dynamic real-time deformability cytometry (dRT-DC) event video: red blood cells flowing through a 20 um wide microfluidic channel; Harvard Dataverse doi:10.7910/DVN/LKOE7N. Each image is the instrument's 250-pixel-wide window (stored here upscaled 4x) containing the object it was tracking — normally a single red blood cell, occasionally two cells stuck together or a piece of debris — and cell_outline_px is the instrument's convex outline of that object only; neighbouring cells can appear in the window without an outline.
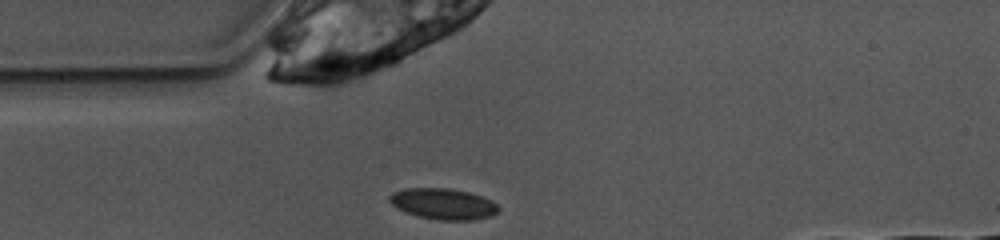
{"species": "common noctule bat (a hibernating species)", "species_latin": "Nyctalus noctula", "temperature_condition": "warm", "stored_images_in_passage": 34, "camera_frame_rate_fps": 3000, "um_per_image_px": 0.085, "animal": {"sex": "female", "body_mass_g": 10.0, "forearm_length_mm": 53.1}, "frame": {"image": 1, "passage_image": 1, "time_ms": 0.0, "image_size_px": [1000, 240], "cell_outline_px": [[500, 208], [492, 216], [472, 220], [440, 220], [420, 216], [408, 212], [392, 204], [388, 200], [388, 196], [392, 192], [408, 188], [448, 188], [468, 192], [492, 200]], "centroid_in_image_um": [37.69, 17.32], "position_along_channel_um": 47.3, "area_um2": 19.42}}
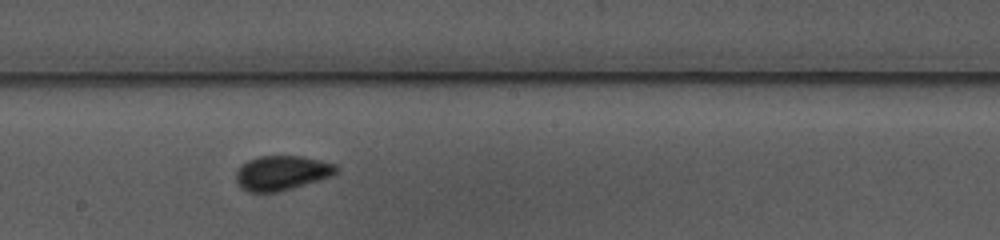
{"frame": {"image": 2, "passage_image": 15, "time_ms": 4.667, "image_size_px": [1000, 240], "cell_outline_px": [[340, 168], [332, 176], [292, 188], [276, 192], [248, 192], [240, 188], [236, 180], [236, 172], [240, 164], [248, 160], [260, 156], [300, 156], [336, 164]], "centroid_in_image_um": [23.92, 14.7], "position_along_channel_um": 224.3, "area_um2": 20.23}}
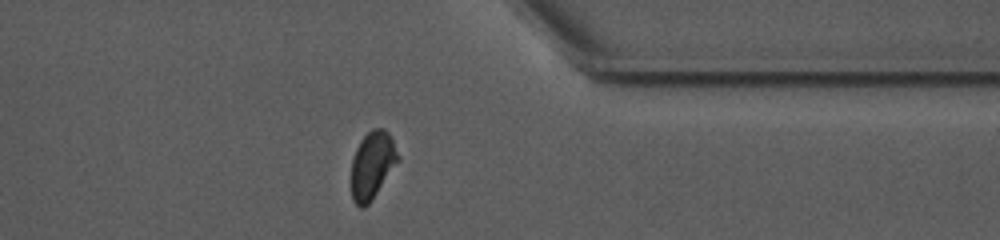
{"frame": {"image": 3, "passage_image": 28, "time_ms": 9.0, "image_size_px": [1000, 240], "cell_outline_px": [[400, 160], [368, 204], [364, 208], [360, 208], [352, 200], [352, 160], [356, 148], [360, 140], [372, 128], [384, 128], [388, 132], [400, 156]], "centroid_in_image_um": [31.65, 14.02], "position_along_channel_um": 379.7, "area_um2": 18.26}, "authors_computed_cell_mechanics": {"area_um2": 19.4208, "velocity_mm_per_s": 3.873, "shape_relaxation_time_tau1_ms": 4.1096, "shape_relaxation_time_tau2_ms": 0.6803, "deformation_change_tau1": 0.1077, "deformation_change_tau2": 0.0518}}